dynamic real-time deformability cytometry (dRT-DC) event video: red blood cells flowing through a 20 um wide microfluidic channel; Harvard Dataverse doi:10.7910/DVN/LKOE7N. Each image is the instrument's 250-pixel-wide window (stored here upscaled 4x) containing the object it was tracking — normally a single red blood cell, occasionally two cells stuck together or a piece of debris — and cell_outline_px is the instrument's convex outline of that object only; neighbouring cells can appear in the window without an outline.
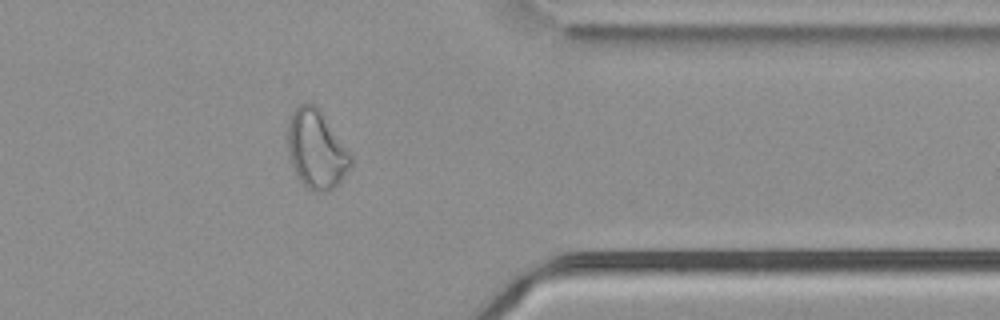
{"species": "common noctule bat (a hibernating species)", "species_latin": "Nyctalus noctula", "temperature_condition": "cold", "stored_images_in_passage": 37, "camera_frame_rate_fps": 3000, "um_per_image_px": 0.085, "animal": {"sex": "male", "body_mass_g": 21.5, "forearm_length_mm": 52.0}, "frame": {"image": 1, "passage_image": 27, "time_ms": 8.667, "image_size_px": [1000, 320], "cell_outline_px": [[352, 168], [332, 188], [324, 192], [316, 192], [308, 188], [296, 176], [288, 156], [288, 120], [292, 112], [300, 104], [316, 104], [320, 108], [352, 152]], "centroid_in_image_um": [26.92, 12.67], "position_along_channel_um": 384.5, "area_um2": 29.42}}